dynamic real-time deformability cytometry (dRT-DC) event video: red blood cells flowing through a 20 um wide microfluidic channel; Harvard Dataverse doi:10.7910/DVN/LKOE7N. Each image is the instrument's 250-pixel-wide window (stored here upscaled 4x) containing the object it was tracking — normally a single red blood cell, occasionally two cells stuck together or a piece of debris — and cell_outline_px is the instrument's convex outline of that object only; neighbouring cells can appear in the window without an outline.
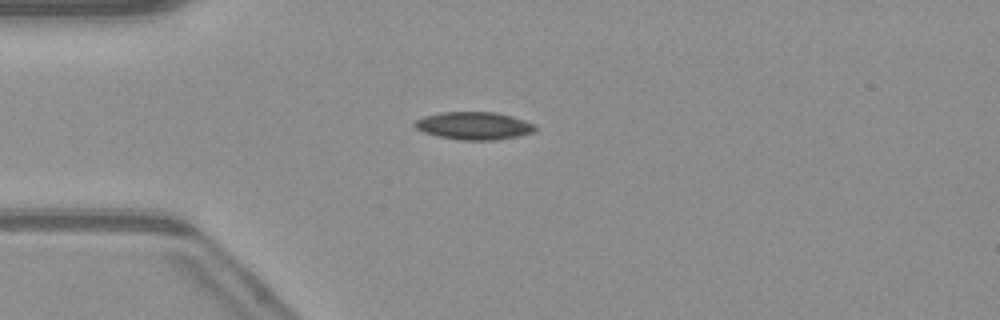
{"species": "common noctule bat (a hibernating species)", "species_latin": "Nyctalus noctula", "temperature_condition": "warm", "stored_images_in_passage": 50, "camera_frame_rate_fps": 3000, "um_per_image_px": 0.085, "animal": {"sex": "male", "body_mass_g": 23.1, "forearm_length_mm": 52.7}, "frame": {"image": 1, "passage_image": 13, "time_ms": 4.0, "image_size_px": [1000, 320], "cell_outline_px": [[536, 128], [532, 132], [516, 136], [496, 140], [460, 140], [440, 136], [424, 132], [416, 128], [412, 124], [416, 120], [424, 116], [440, 112], [496, 112], [512, 116], [536, 124]], "centroid_in_image_um": [40.28, 10.68], "position_along_channel_um": 44.7, "area_um2": 19.36}}
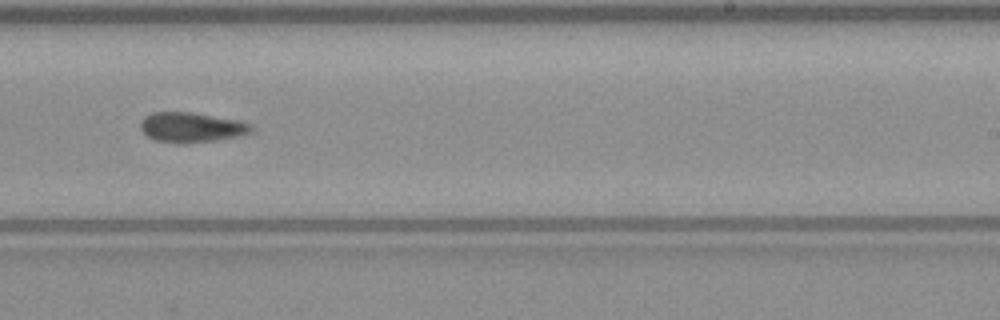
{"frame": {"image": 2, "passage_image": 31, "time_ms": 10.0, "image_size_px": [1000, 320], "cell_outline_px": [[252, 128], [244, 136], [216, 140], [180, 144], [176, 144], [156, 140], [148, 136], [140, 128], [140, 120], [144, 116], [152, 112], [192, 112], [240, 120], [252, 124]], "centroid_in_image_um": [16.27, 10.82], "position_along_channel_um": 272.7, "area_um2": 19.59}}
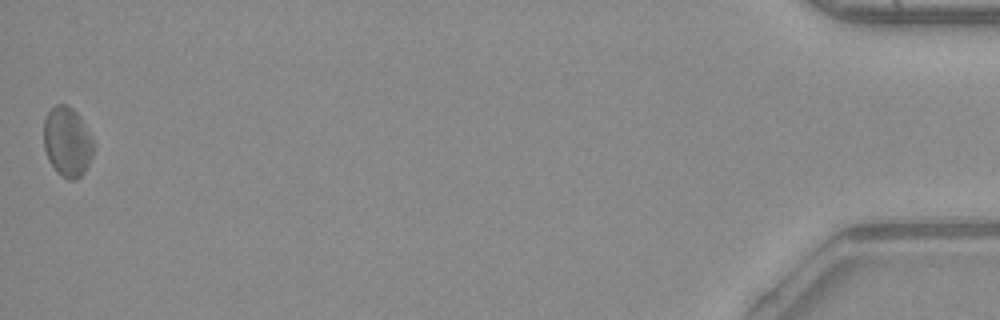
{"frame": {"image": 3, "passage_image": 50, "time_ms": 16.333, "image_size_px": [1000, 320], "cell_outline_px": [[92, 156], [84, 172], [76, 180], [68, 180], [60, 176], [56, 172], [48, 160], [44, 148], [44, 120], [48, 112], [56, 104], [68, 104], [80, 116], [92, 136]], "centroid_in_image_um": [5.7, 12.06], "position_along_channel_um": 429.5, "area_um2": 20.35}}